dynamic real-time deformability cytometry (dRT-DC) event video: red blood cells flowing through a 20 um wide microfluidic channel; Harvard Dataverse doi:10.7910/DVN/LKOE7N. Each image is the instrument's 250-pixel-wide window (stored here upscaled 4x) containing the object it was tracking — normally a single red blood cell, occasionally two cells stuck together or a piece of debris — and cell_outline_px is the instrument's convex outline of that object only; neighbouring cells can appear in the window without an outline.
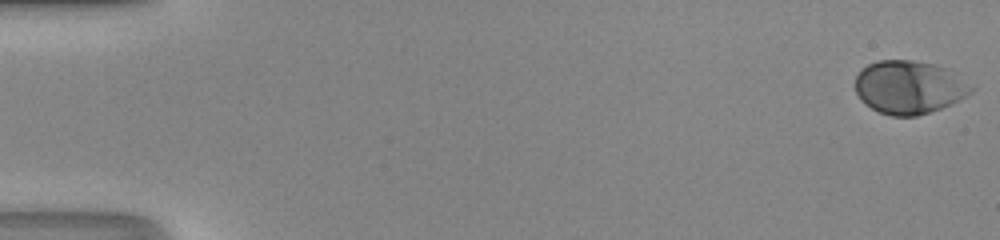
{"species": "human", "species_latin": "Homo sapiens", "temperature_condition": "room temperature", "stored_images_in_passage": 51, "camera_frame_rate_fps": 3000, "um_per_image_px": 0.085, "donor": {"sex": "male"}, "frame": {"image": 1, "passage_image": 1, "time_ms": 0.0, "image_size_px": [1000, 240], "cell_outline_px": [[976, 88], [972, 92], [940, 108], [916, 116], [892, 116], [880, 112], [864, 104], [860, 100], [856, 92], [856, 76], [868, 64], [876, 60], [912, 60], [932, 64], [948, 68]], "centroid_in_image_um": [77.26, 7.4], "position_along_channel_um": 7.7, "area_um2": 35.72}}
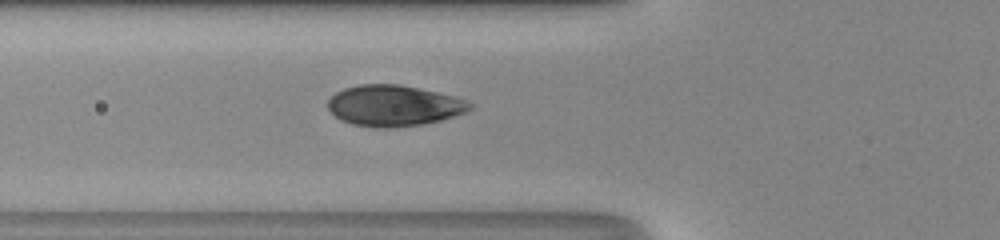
{"frame": {"image": 2, "passage_image": 20, "time_ms": 6.333, "image_size_px": [1000, 240], "cell_outline_px": [[472, 108], [464, 112], [440, 120], [420, 124], [392, 128], [376, 128], [352, 124], [340, 120], [328, 108], [328, 100], [336, 92], [344, 88], [360, 84], [400, 84], [456, 96], [468, 100], [472, 104]], "centroid_in_image_um": [33.47, 8.97], "position_along_channel_um": 92.3, "area_um2": 33.87}}
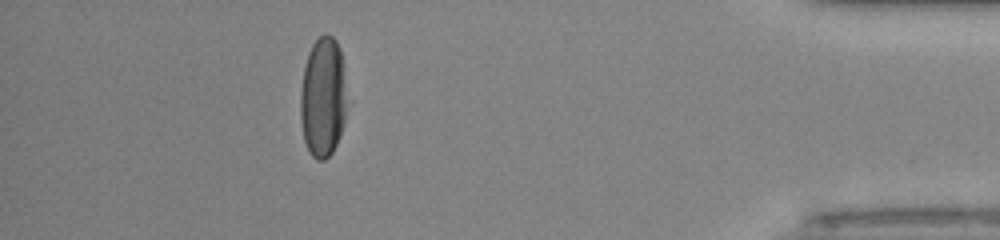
{"frame": {"image": 3, "passage_image": 46, "time_ms": 15.0, "image_size_px": [1000, 240], "cell_outline_px": [[344, 124], [340, 136], [332, 152], [324, 160], [316, 160], [308, 152], [304, 140], [300, 120], [300, 92], [304, 68], [308, 52], [312, 44], [324, 32], [332, 36], [336, 40], [340, 48], [344, 64]], "centroid_in_image_um": [27.43, 8.26], "position_along_channel_um": 407.8, "area_um2": 32.66}, "authors_computed_cell_mechanics": {"area_um2": 34.9112, "velocity_mm_per_s": 4.1889, "shape_relaxation_time_tau1_ms": 2.9466, "shape_relaxation_time_tau2_ms": null, "deformation_change_tau1": 0.1786, "deformation_change_tau2": null}}